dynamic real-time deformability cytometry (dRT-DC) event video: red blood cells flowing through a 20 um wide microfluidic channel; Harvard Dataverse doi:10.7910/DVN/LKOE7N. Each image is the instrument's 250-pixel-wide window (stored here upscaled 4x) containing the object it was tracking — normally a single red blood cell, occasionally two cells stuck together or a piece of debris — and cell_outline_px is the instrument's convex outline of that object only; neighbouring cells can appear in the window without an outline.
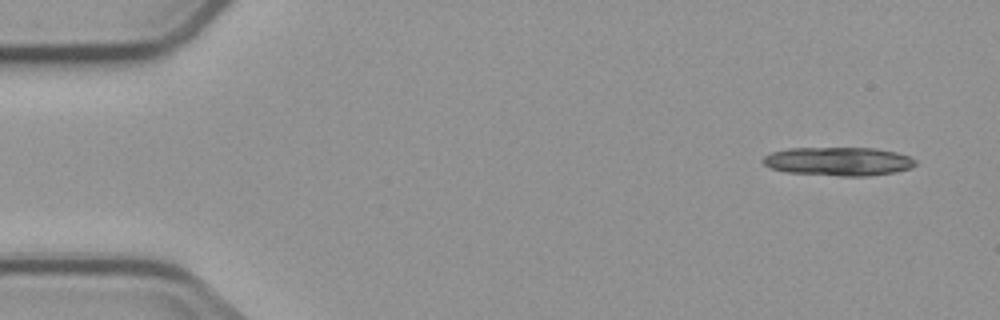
{"species": "common noctule bat (a hibernating species)", "species_latin": "Nyctalus noctula", "temperature_condition": "cold", "stored_images_in_passage": 6, "camera_frame_rate_fps": 3000, "um_per_image_px": 0.085, "animal": {"sex": "male", "body_mass_g": 23.1, "forearm_length_mm": 52.7}, "frame": {"image": 1, "passage_image": 1, "time_ms": 0.0, "image_size_px": [1000, 320], "cell_outline_px": [[916, 164], [912, 168], [896, 172], [868, 176], [840, 176], [788, 172], [772, 168], [764, 164], [760, 160], [764, 156], [772, 152], [788, 148], [876, 148], [896, 152], [908, 156], [916, 160]], "centroid_in_image_um": [71.29, 13.71], "position_along_channel_um": 13.7, "area_um2": 25.49}}